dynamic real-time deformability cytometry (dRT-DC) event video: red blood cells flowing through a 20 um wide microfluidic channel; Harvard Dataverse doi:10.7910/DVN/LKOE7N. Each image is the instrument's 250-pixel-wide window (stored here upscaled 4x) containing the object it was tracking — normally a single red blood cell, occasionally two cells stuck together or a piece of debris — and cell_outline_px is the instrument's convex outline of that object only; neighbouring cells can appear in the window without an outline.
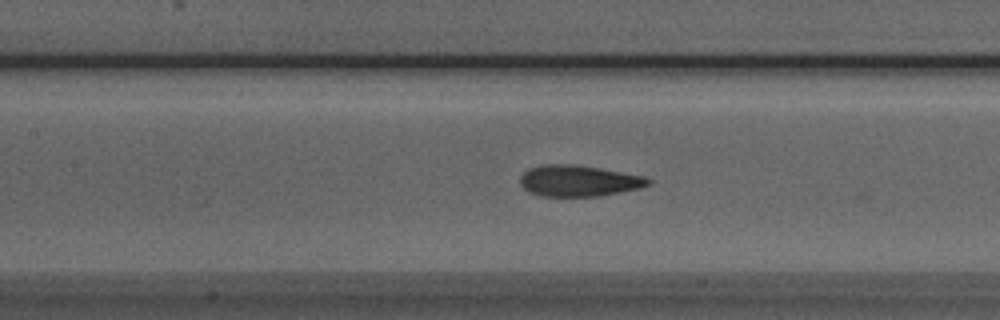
{"species": "Egyptian fruit bat (a non-hibernating species)", "species_latin": "Rousettus aegyptiacus", "temperature_condition": "room temperature", "stored_images_in_passage": 30, "camera_frame_rate_fps": 3000, "um_per_image_px": 0.085, "animal": {"sex": "male"}, "frame": {"image": 1, "passage_image": 10, "time_ms": 3.0, "image_size_px": [1000, 320], "cell_outline_px": [[652, 184], [640, 188], [600, 196], [540, 196], [528, 192], [520, 184], [520, 176], [528, 168], [540, 164], [576, 164], [600, 168], [644, 176], [652, 180]], "centroid_in_image_um": [49.17, 15.36], "position_along_channel_um": 158.2, "area_um2": 23.52}}
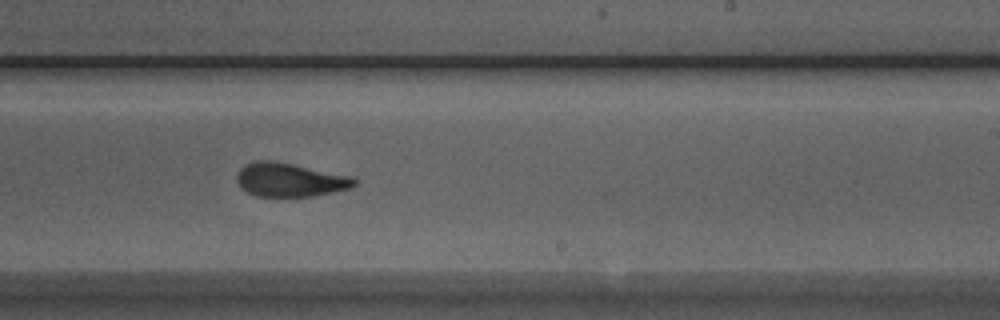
{"frame": {"image": 2, "passage_image": 18, "time_ms": 5.667, "image_size_px": [1000, 320], "cell_outline_px": [[356, 184], [348, 188], [332, 192], [312, 196], [256, 196], [240, 188], [236, 180], [236, 172], [244, 164], [252, 160], [272, 160], [352, 176], [356, 180]], "centroid_in_image_um": [24.56, 15.27], "position_along_channel_um": 264.4, "area_um2": 23.12}}
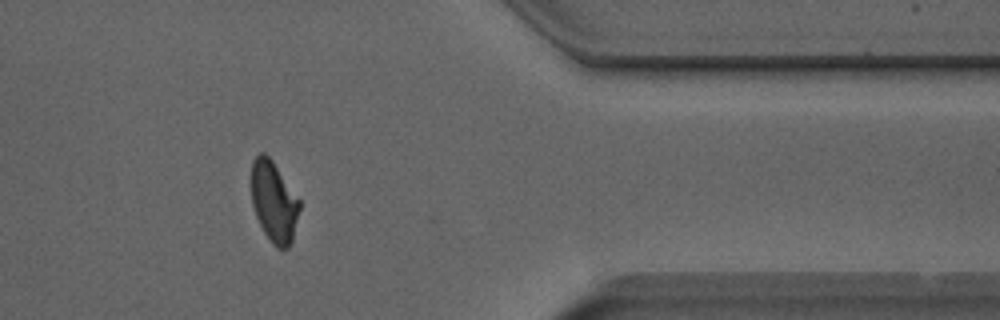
{"frame": {"image": 3, "passage_image": 29, "time_ms": 9.333, "image_size_px": [1000, 320], "cell_outline_px": [[300, 208], [292, 240], [288, 248], [276, 248], [272, 244], [264, 232], [256, 216], [252, 204], [252, 160], [260, 152], [264, 152], [272, 160], [300, 200]], "centroid_in_image_um": [23.28, 17.15], "position_along_channel_um": 388.1, "area_um2": 22.54}, "authors_computed_cell_mechanics": {"area_um2": 23.5824, "velocity_mm_per_s": 3.9967, "shape_relaxation_time_tau1_ms": 4.9005, "shape_relaxation_time_tau2_ms": 1.3811, "deformation_change_tau1": 0.1783, "deformation_change_tau2": 0.0701}}